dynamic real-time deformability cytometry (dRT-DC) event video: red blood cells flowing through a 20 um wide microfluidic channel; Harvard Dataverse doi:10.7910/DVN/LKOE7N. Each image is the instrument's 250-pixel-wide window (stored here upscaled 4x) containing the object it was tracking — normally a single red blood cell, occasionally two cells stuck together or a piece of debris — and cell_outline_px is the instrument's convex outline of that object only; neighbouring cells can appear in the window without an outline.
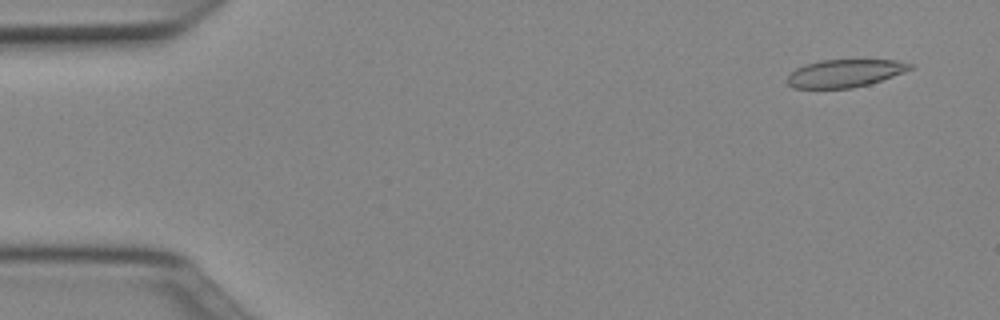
{"species": "Egyptian fruit bat (a non-hibernating species)", "species_latin": "Rousettus aegyptiacus", "temperature_condition": "cold", "stored_images_in_passage": 48, "camera_frame_rate_fps": 3000, "um_per_image_px": 0.085, "animal": {"sex": "female"}, "frame": {"image": 1, "passage_image": 1, "time_ms": 0.0, "image_size_px": [1000, 320], "cell_outline_px": [[916, 64], [912, 68], [904, 72], [868, 84], [852, 88], [792, 88], [784, 80], [796, 68], [804, 64], [820, 60], [896, 60]], "centroid_in_image_um": [71.78, 6.22], "position_along_channel_um": 13.2, "area_um2": 19.88}}
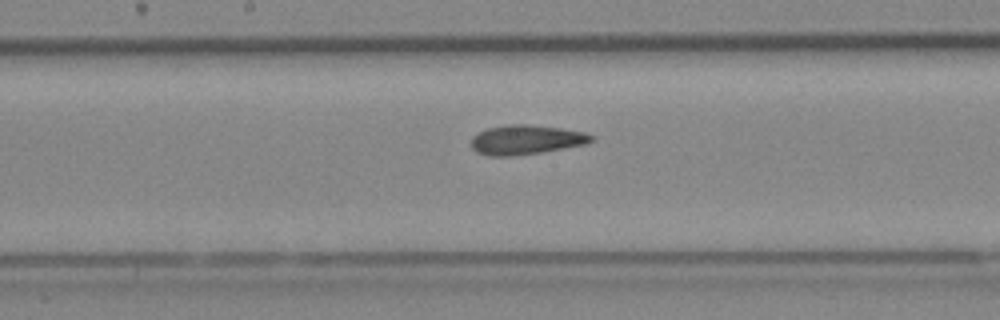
{"frame": {"image": 2, "passage_image": 24, "time_ms": 7.667, "image_size_px": [1000, 320], "cell_outline_px": [[596, 140], [588, 144], [540, 152], [512, 156], [488, 156], [476, 152], [472, 148], [472, 136], [488, 128], [508, 124], [528, 124], [560, 128], [584, 132], [592, 136]], "centroid_in_image_um": [44.73, 11.88], "position_along_channel_um": 203.5, "area_um2": 20.63}}
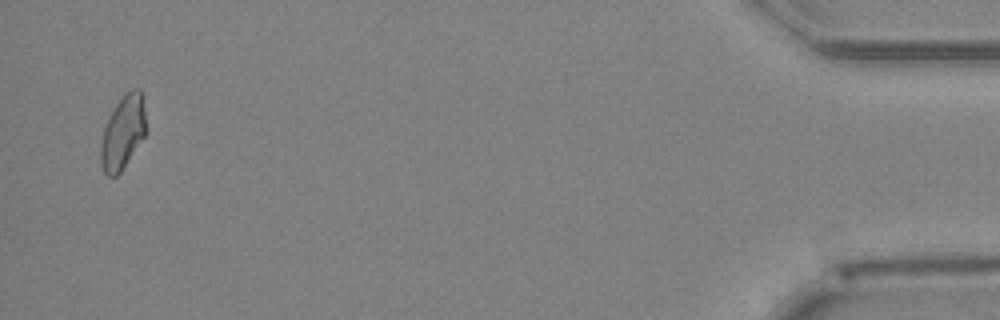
{"frame": {"image": 3, "passage_image": 47, "time_ms": 15.333, "image_size_px": [1000, 320], "cell_outline_px": [[144, 136], [120, 172], [116, 176], [108, 176], [104, 172], [100, 164], [100, 144], [104, 128], [116, 104], [124, 92], [132, 88], [140, 88], [144, 96]], "centroid_in_image_um": [10.43, 11.22], "position_along_channel_um": 424.8, "area_um2": 19.19}, "authors_computed_cell_mechanics": {"area_um2": 20.4034, "velocity_mm_per_s": 3.9976, "shape_relaxation_time_tau1_ms": null, "shape_relaxation_time_tau2_ms": 9.3538, "deformation_change_tau1": null, "deformation_change_tau2": 0.163}}